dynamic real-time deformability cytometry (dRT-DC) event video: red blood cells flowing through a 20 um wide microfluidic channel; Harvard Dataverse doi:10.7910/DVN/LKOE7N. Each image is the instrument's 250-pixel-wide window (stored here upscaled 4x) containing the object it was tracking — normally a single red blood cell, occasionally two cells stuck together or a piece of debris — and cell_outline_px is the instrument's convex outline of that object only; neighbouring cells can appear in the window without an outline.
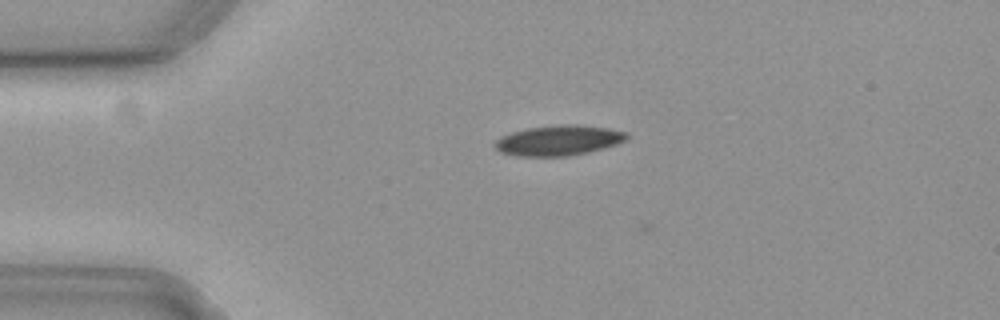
{"species": "common noctule bat (a hibernating species)", "species_latin": "Nyctalus noctula", "temperature_condition": "cold", "stored_images_in_passage": 42, "camera_frame_rate_fps": 3000, "um_per_image_px": 0.085, "animal": {"sex": "female", "body_mass_g": 19.3, "forearm_length_mm": 54.1}, "frame": {"image": 1, "passage_image": 4, "time_ms": 1.0, "image_size_px": [1000, 320], "cell_outline_px": [[628, 136], [624, 140], [616, 144], [604, 148], [588, 152], [568, 156], [516, 156], [500, 152], [492, 144], [500, 136], [512, 132], [528, 128], [564, 124], [576, 124], [608, 128], [628, 132]], "centroid_in_image_um": [47.46, 11.93], "position_along_channel_um": 37.5, "area_um2": 23.24}}
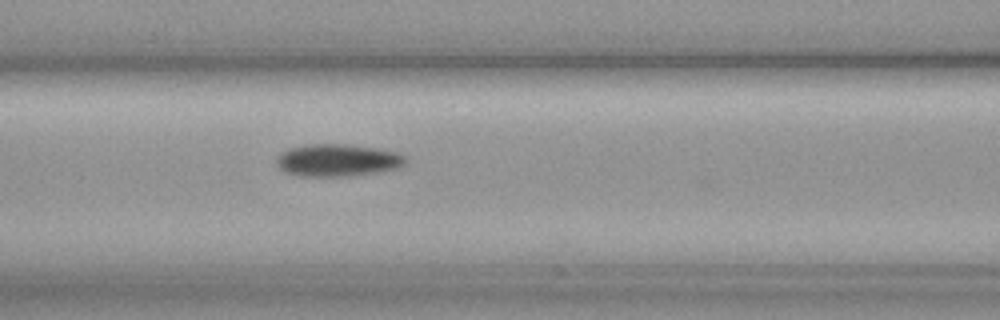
{"frame": {"image": 2, "passage_image": 15, "time_ms": 4.667, "image_size_px": [1000, 320], "cell_outline_px": [[408, 160], [400, 168], [376, 172], [348, 176], [300, 176], [284, 172], [276, 164], [276, 156], [280, 152], [288, 148], [304, 144], [348, 144], [376, 148], [396, 152], [404, 156]], "centroid_in_image_um": [28.65, 13.61], "position_along_channel_um": 137.9, "area_um2": 24.57}}
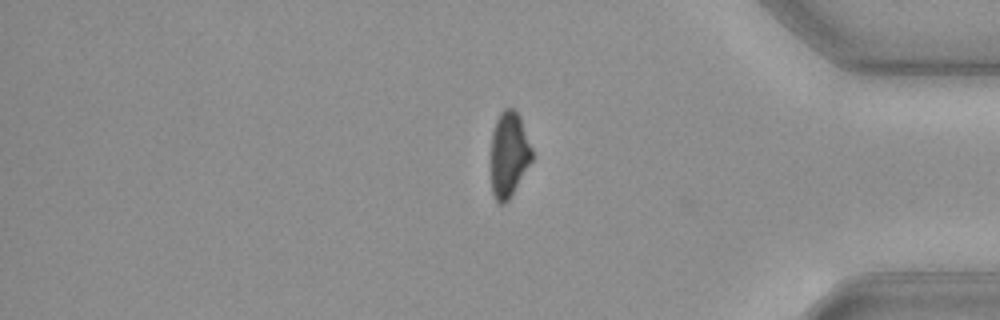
{"frame": {"image": 3, "passage_image": 38, "time_ms": 12.333, "image_size_px": [1000, 320], "cell_outline_px": [[536, 156], [508, 200], [504, 204], [500, 204], [496, 200], [492, 192], [488, 164], [492, 132], [496, 120], [500, 112], [504, 108], [512, 108], [520, 116]], "centroid_in_image_um": [43.24, 13.13], "position_along_channel_um": 392.0, "area_um2": 21.5}, "authors_computed_cell_mechanics": {"area_um2": 22.9755, "velocity_mm_per_s": 3.6681, "shape_relaxation_time_tau1_ms": 3.6038, "shape_relaxation_time_tau2_ms": null, "deformation_change_tau1": 0.0968, "deformation_change_tau2": null}}